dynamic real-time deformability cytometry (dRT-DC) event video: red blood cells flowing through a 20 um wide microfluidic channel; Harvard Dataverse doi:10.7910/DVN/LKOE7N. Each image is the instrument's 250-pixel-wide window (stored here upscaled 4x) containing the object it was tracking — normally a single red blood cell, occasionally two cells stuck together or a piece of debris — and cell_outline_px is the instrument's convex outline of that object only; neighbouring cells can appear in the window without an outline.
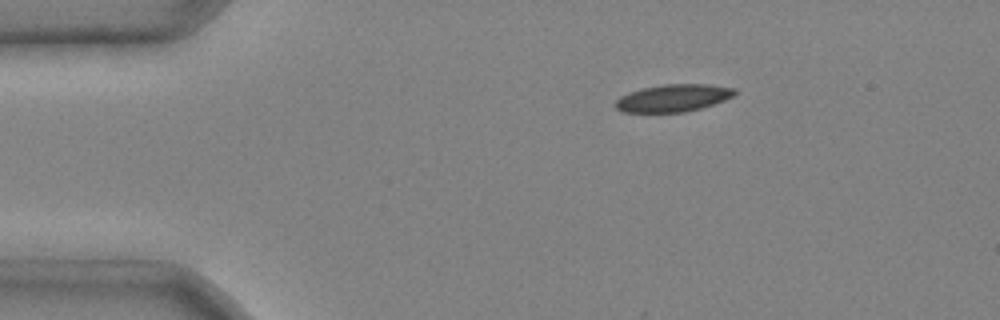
{"species": "common noctule bat (a hibernating species)", "species_latin": "Nyctalus noctula", "temperature_condition": "cold", "stored_images_in_passage": 4, "camera_frame_rate_fps": 3000, "um_per_image_px": 0.085, "animal": {"sex": "male", "body_mass_g": 20.4}, "frame": {"image": 1, "passage_image": 1, "time_ms": 0.0, "image_size_px": [1000, 320], "cell_outline_px": [[736, 92], [732, 96], [724, 100], [700, 108], [684, 112], [620, 112], [612, 104], [620, 96], [644, 88], [664, 84], [708, 84], [736, 88]], "centroid_in_image_um": [57.19, 8.33], "position_along_channel_um": 27.8, "area_um2": 18.9}}
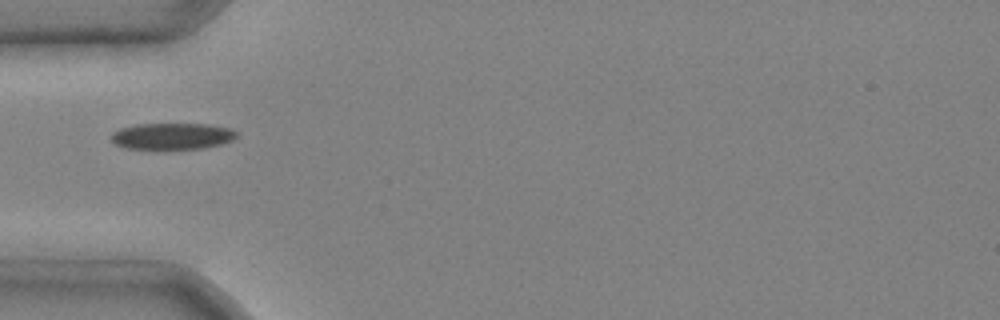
{"frame": {"image": 2, "passage_image": 3, "time_ms": 0.667, "image_size_px": [1000, 320], "cell_outline_px": [[236, 136], [232, 140], [220, 144], [200, 148], [164, 152], [124, 148], [116, 144], [112, 140], [112, 132], [120, 128], [136, 124], [208, 124], [232, 128], [236, 132]], "centroid_in_image_um": [14.59, 11.61], "position_along_channel_um": 70.4, "area_um2": 20.11}}
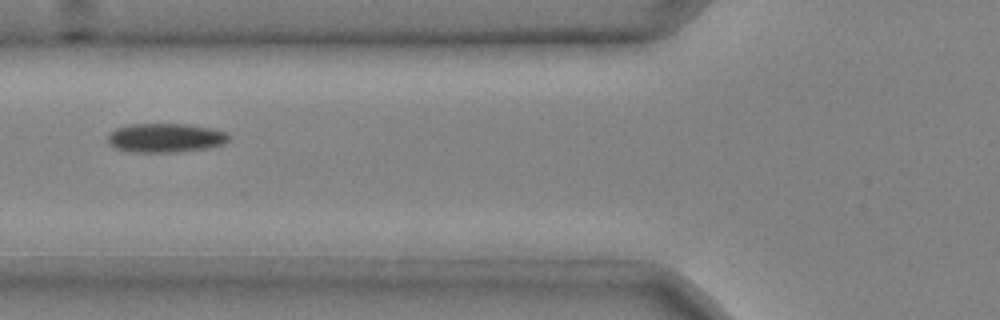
{"frame": {"image": 3, "passage_image": 4, "time_ms": 1.0, "image_size_px": [1000, 320], "cell_outline_px": [[228, 140], [224, 144], [208, 148], [176, 152], [132, 152], [116, 148], [108, 144], [108, 136], [116, 128], [128, 124], [184, 124], [208, 128], [224, 132], [228, 136]], "centroid_in_image_um": [14.02, 11.72], "position_along_channel_um": 111.8, "area_um2": 20.29}}